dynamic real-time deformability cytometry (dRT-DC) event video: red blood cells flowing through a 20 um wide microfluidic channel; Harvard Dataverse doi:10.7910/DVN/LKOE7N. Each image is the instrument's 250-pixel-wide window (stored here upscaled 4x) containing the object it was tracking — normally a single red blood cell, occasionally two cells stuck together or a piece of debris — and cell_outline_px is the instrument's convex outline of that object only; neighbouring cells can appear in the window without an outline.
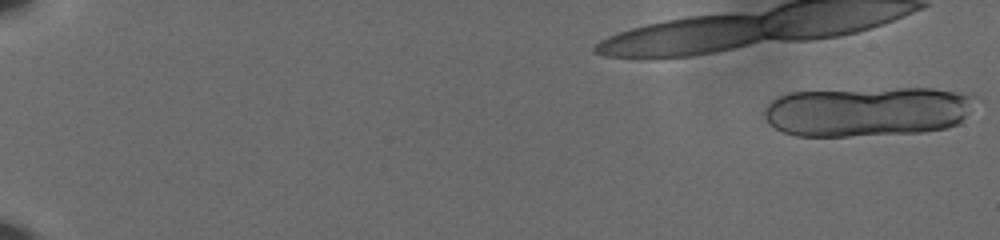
{"species": "human", "species_latin": "Homo sapiens", "temperature_condition": "cold", "stored_images_in_passage": 46, "camera_frame_rate_fps": 3000, "um_per_image_px": 0.085, "donor": {"sex": "male"}, "frame": {"image": 1, "passage_image": 1, "time_ms": 0.0, "image_size_px": [1000, 240], "cell_outline_px": [[976, 96], [960, 124], [948, 128], [924, 132], [848, 136], [796, 136], [784, 132], [768, 124], [764, 120], [764, 108], [772, 100], [788, 92], [896, 88], [932, 88], [972, 92]], "centroid_in_image_um": [73.75, 9.47], "position_along_channel_um": 11.3, "area_um2": 61.85}}
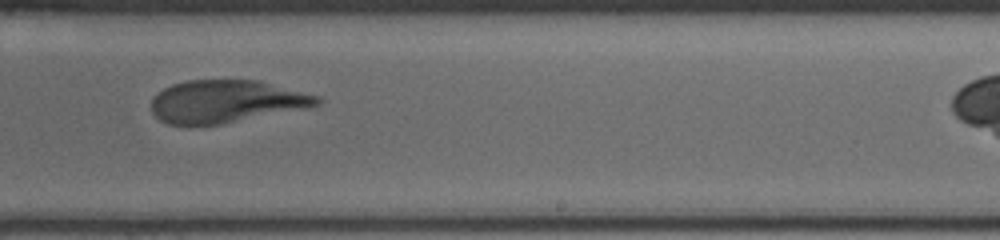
{"frame": {"image": 2, "passage_image": 32, "time_ms": 10.333, "image_size_px": [1000, 240], "cell_outline_px": [[324, 100], [320, 104], [308, 108], [220, 124], [168, 124], [160, 120], [152, 112], [152, 100], [164, 88], [172, 84], [188, 80], [260, 80], [320, 96]], "centroid_in_image_um": [19.29, 8.61], "position_along_channel_um": 269.7, "area_um2": 41.04}}
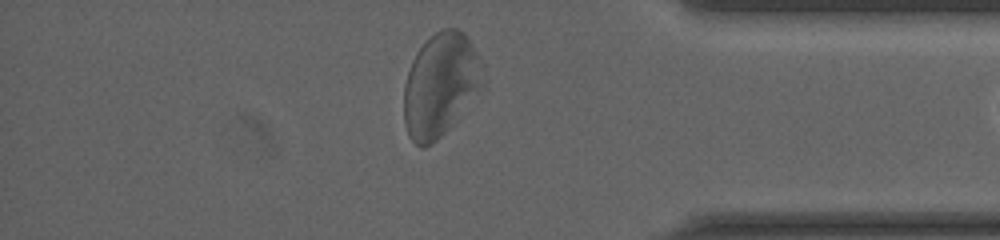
{"frame": {"image": 3, "passage_image": 44, "time_ms": 14.333, "image_size_px": [1000, 240], "cell_outline_px": [[484, 84], [448, 128], [432, 144], [424, 148], [420, 148], [408, 136], [404, 124], [404, 84], [412, 60], [416, 52], [436, 32], [444, 28], [456, 28], [464, 32], [472, 44]], "centroid_in_image_um": [37.37, 7.24], "position_along_channel_um": 397.8, "area_um2": 46.59}}